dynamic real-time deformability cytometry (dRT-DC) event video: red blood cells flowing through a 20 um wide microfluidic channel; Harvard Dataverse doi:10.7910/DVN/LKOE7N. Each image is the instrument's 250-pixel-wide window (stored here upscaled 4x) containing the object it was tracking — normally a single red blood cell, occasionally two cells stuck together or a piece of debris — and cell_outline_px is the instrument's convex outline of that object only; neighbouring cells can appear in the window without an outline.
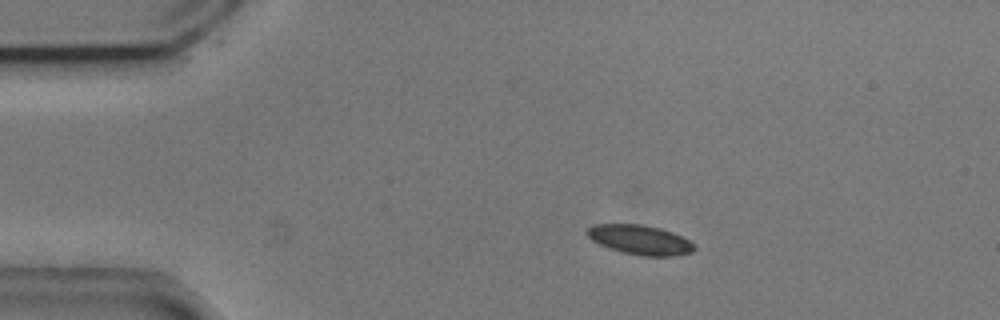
{"species": "common noctule bat (a hibernating species)", "species_latin": "Nyctalus noctula", "temperature_condition": "cold", "stored_images_in_passage": 34, "camera_frame_rate_fps": 3000, "um_per_image_px": 0.085, "animal": {"sex": "male", "body_mass_g": 20.5, "forearm_length_mm": 52.5}, "frame": {"image": 1, "passage_image": 1, "time_ms": 0.0, "image_size_px": [1000, 320], "cell_outline_px": [[696, 248], [692, 252], [672, 256], [644, 256], [624, 252], [600, 244], [592, 240], [584, 232], [592, 224], [640, 224], [660, 228], [672, 232], [696, 244]], "centroid_in_image_um": [54.41, 20.37], "position_along_channel_um": 30.6, "area_um2": 18.32}}
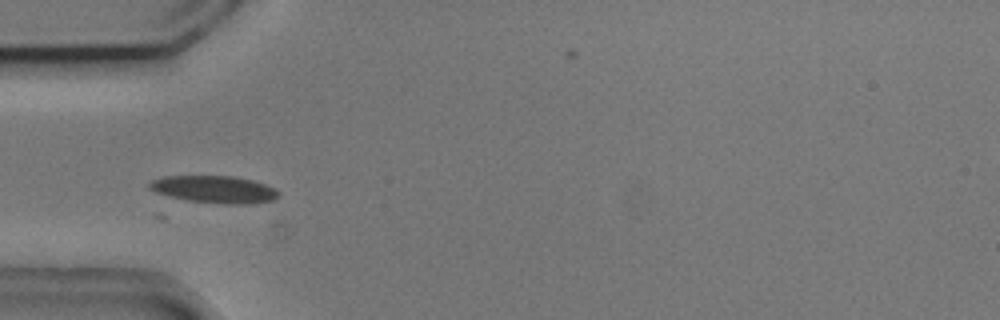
{"frame": {"image": 2, "passage_image": 8, "time_ms": 2.333, "image_size_px": [1000, 320], "cell_outline_px": [[280, 196], [276, 200], [248, 204], [224, 204], [184, 200], [156, 192], [148, 188], [148, 184], [152, 180], [164, 176], [236, 176], [252, 180], [276, 188], [280, 192]], "centroid_in_image_um": [18.26, 16.1], "position_along_channel_um": 66.7, "area_um2": 20.75}}
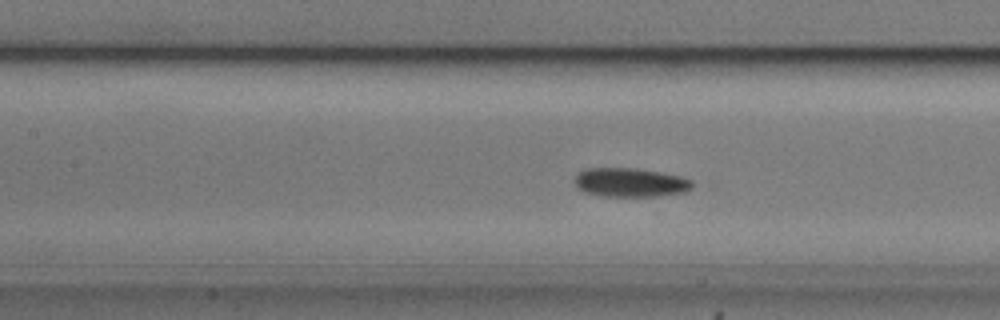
{"frame": {"image": 3, "passage_image": 15, "time_ms": 4.667, "image_size_px": [1000, 320], "cell_outline_px": [[700, 184], [684, 192], [656, 196], [604, 196], [584, 192], [576, 188], [576, 172], [588, 168], [636, 168], [660, 172], [680, 176], [692, 180]], "centroid_in_image_um": [53.62, 15.5], "position_along_channel_um": 153.8, "area_um2": 20.06}}